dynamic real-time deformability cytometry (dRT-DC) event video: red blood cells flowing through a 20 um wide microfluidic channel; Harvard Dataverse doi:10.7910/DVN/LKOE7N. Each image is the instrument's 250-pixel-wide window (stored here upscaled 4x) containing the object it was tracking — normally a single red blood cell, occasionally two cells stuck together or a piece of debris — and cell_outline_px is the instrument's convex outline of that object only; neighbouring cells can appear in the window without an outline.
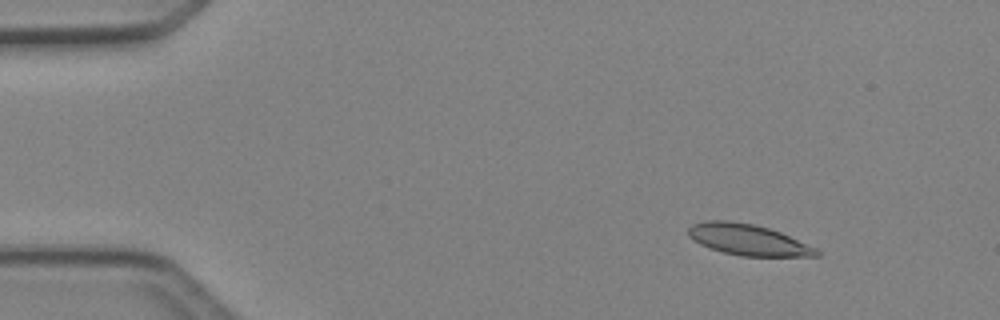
{"species": "Egyptian fruit bat (a non-hibernating species)", "species_latin": "Rousettus aegyptiacus", "temperature_condition": "cold", "stored_images_in_passage": 48, "camera_frame_rate_fps": 3000, "um_per_image_px": 0.085, "animal": {"sex": "female"}, "frame": {"image": 1, "passage_image": 6, "time_ms": 1.667, "image_size_px": [1000, 320], "cell_outline_px": [[820, 256], [740, 256], [724, 252], [700, 244], [688, 236], [688, 228], [692, 224], [708, 220], [728, 220], [752, 224], [768, 228], [780, 232], [816, 248], [820, 252]], "centroid_in_image_um": [63.57, 20.37], "position_along_channel_um": 21.4, "area_um2": 22.95}}
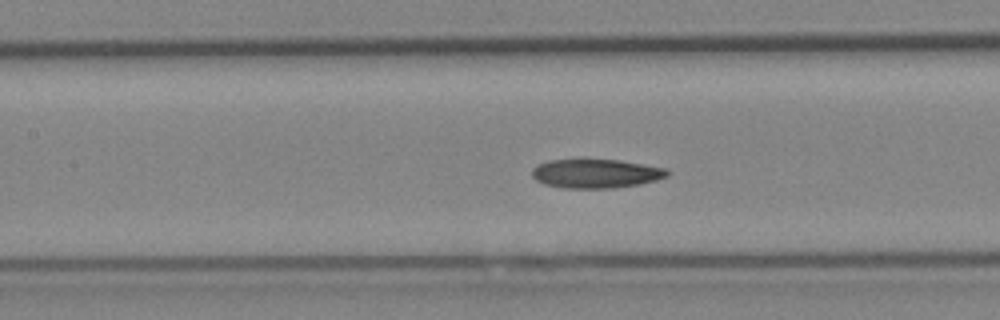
{"frame": {"image": 2, "passage_image": 22, "time_ms": 7.0, "image_size_px": [1000, 320], "cell_outline_px": [[672, 172], [668, 176], [656, 180], [640, 184], [612, 188], [564, 188], [544, 184], [536, 180], [532, 176], [532, 168], [536, 164], [548, 160], [584, 156], [620, 160], [668, 168]], "centroid_in_image_um": [50.63, 14.7], "position_along_channel_um": 156.8, "area_um2": 24.04}}
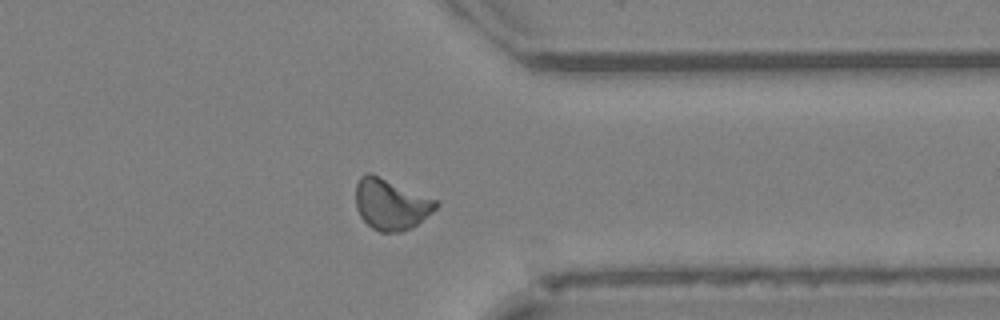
{"frame": {"image": 3, "passage_image": 38, "time_ms": 12.333, "image_size_px": [1000, 320], "cell_outline_px": [[440, 204], [432, 212], [412, 228], [400, 232], [380, 232], [372, 228], [360, 216], [356, 208], [356, 184], [360, 176], [368, 172], [372, 172], [436, 200]], "centroid_in_image_um": [33.21, 17.35], "position_along_channel_um": 378.2, "area_um2": 23.87}, "authors_computed_cell_mechanics": {"area_um2": 23.0044, "velocity_mm_per_s": 4.2313, "shape_relaxation_time_tau1_ms": null, "shape_relaxation_time_tau2_ms": 5.1404, "deformation_change_tau1": null, "deformation_change_tau2": 0.1114}}